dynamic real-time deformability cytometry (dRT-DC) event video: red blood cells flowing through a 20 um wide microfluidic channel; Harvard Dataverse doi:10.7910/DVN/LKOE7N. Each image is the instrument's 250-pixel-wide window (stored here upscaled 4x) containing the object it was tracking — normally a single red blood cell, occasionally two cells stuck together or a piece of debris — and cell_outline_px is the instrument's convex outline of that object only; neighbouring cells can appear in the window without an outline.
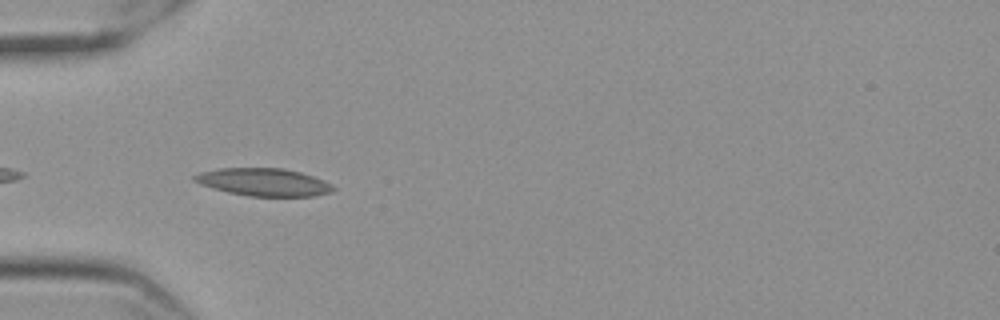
{"species": "Egyptian fruit bat (a non-hibernating species)", "species_latin": "Rousettus aegyptiacus", "temperature_condition": "cold", "stored_images_in_passage": 42, "camera_frame_rate_fps": 3000, "um_per_image_px": 0.085, "frame": {"image": 1, "passage_image": 3, "time_ms": 0.667, "image_size_px": [1000, 320], "cell_outline_px": [[336, 188], [332, 192], [312, 196], [248, 196], [228, 192], [200, 184], [192, 180], [192, 176], [200, 172], [220, 168], [284, 168], [300, 172], [312, 176], [332, 184]], "centroid_in_image_um": [22.4, 15.48], "position_along_channel_um": 62.6, "area_um2": 22.31}}
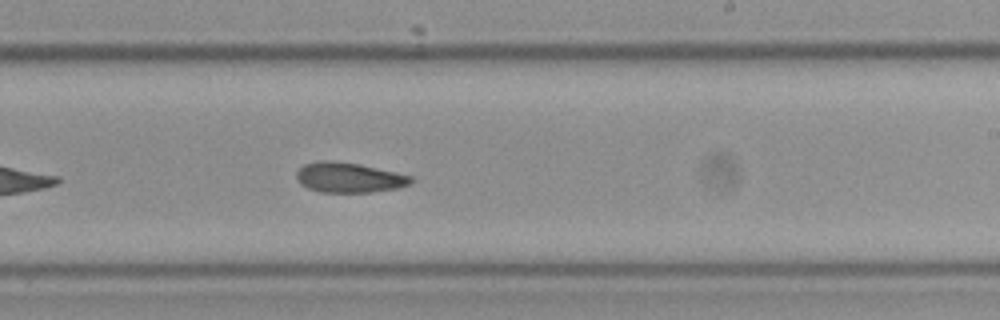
{"frame": {"image": 2, "passage_image": 20, "time_ms": 6.333, "image_size_px": [1000, 320], "cell_outline_px": [[416, 180], [412, 184], [400, 188], [372, 192], [320, 192], [308, 188], [300, 184], [296, 180], [296, 172], [304, 164], [320, 160], [332, 160], [360, 164], [396, 172], [412, 176]], "centroid_in_image_um": [29.69, 15.09], "position_along_channel_um": 259.3, "area_um2": 20.4}}
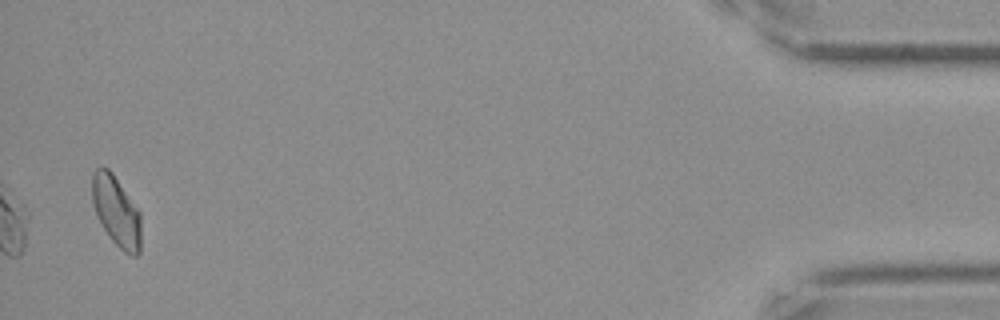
{"frame": {"image": 3, "passage_image": 41, "time_ms": 13.333, "image_size_px": [1000, 320], "cell_outline_px": [[140, 252], [136, 256], [132, 256], [124, 252], [112, 240], [104, 228], [96, 212], [92, 200], [92, 172], [96, 168], [108, 168], [112, 172], [140, 212]], "centroid_in_image_um": [9.89, 17.95], "position_along_channel_um": 425.3, "area_um2": 19.71}, "authors_computed_cell_mechanics": {"area_um2": 20.3167, "velocity_mm_per_s": 3.521, "shape_relaxation_time_tau1_ms": null, "shape_relaxation_time_tau2_ms": 5.5363, "deformation_change_tau1": null, "deformation_change_tau2": 0.1131}}